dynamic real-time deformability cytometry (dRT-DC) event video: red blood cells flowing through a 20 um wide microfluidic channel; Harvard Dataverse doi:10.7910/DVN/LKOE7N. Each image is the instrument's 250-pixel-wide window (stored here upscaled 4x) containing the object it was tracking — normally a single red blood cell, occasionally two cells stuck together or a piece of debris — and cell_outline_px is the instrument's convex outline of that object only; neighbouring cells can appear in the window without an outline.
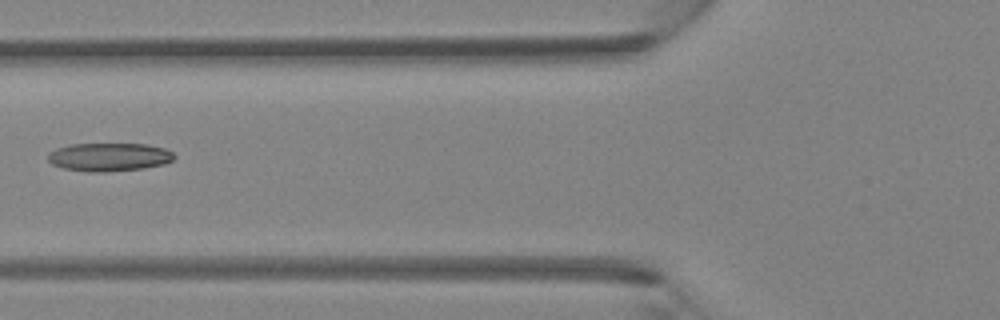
{"species": "Egyptian fruit bat (a non-hibernating species)", "species_latin": "Rousettus aegyptiacus", "temperature_condition": "room temperature", "stored_images_in_passage": 3, "camera_frame_rate_fps": 3000, "um_per_image_px": 0.085, "animal": {"sex": "female"}, "frame": {"image": 1, "passage_image": 3, "time_ms": 0.667, "image_size_px": [1000, 320], "cell_outline_px": [[176, 156], [172, 160], [164, 164], [144, 168], [104, 172], [88, 172], [64, 168], [52, 164], [48, 160], [48, 152], [56, 148], [68, 144], [144, 144], [164, 148], [172, 152]], "centroid_in_image_um": [9.25, 13.34], "position_along_channel_um": 116.5, "area_um2": 20.87}}